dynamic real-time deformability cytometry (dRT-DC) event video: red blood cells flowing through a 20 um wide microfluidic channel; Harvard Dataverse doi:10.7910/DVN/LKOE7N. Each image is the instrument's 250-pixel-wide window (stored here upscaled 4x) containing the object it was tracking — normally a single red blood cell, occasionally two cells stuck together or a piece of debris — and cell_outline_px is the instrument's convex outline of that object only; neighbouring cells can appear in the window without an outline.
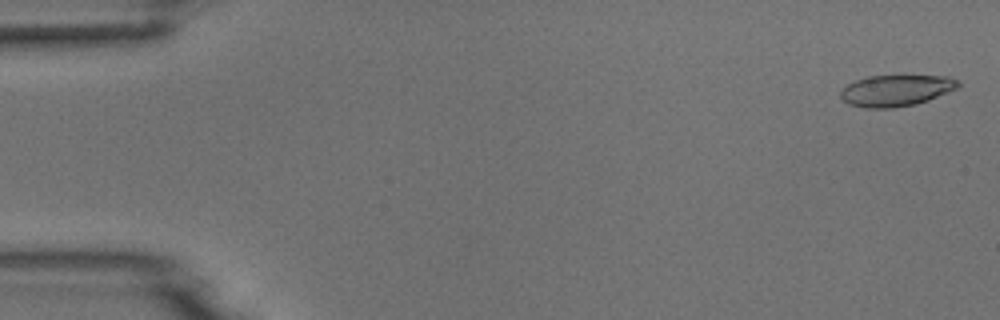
{"species": "common noctule bat (a hibernating species)", "species_latin": "Nyctalus noctula", "temperature_condition": "room temperature", "stored_images_in_passage": 5, "camera_frame_rate_fps": 3000, "um_per_image_px": 0.085, "animal": {"sex": "male", "body_mass_g": 18.8}, "frame": {"image": 1, "passage_image": 1, "time_ms": 0.0, "image_size_px": [1000, 320], "cell_outline_px": [[960, 84], [956, 88], [928, 100], [916, 104], [892, 108], [864, 108], [848, 104], [840, 96], [840, 92], [848, 84], [856, 80], [868, 76], [948, 76], [956, 80]], "centroid_in_image_um": [76.13, 7.7], "position_along_channel_um": 8.9, "area_um2": 21.21}}
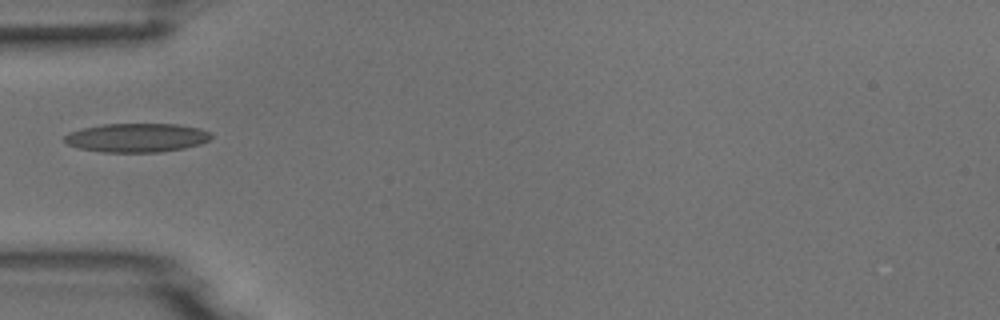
{"frame": {"image": 2, "passage_image": 5, "time_ms": 5.333, "image_size_px": [1000, 320], "cell_outline_px": [[212, 136], [208, 140], [200, 144], [184, 148], [160, 152], [104, 152], [80, 148], [68, 144], [64, 140], [64, 136], [68, 132], [84, 128], [104, 124], [176, 124], [200, 128], [208, 132]], "centroid_in_image_um": [11.62, 11.7], "position_along_channel_um": 73.4, "area_um2": 24.51}}